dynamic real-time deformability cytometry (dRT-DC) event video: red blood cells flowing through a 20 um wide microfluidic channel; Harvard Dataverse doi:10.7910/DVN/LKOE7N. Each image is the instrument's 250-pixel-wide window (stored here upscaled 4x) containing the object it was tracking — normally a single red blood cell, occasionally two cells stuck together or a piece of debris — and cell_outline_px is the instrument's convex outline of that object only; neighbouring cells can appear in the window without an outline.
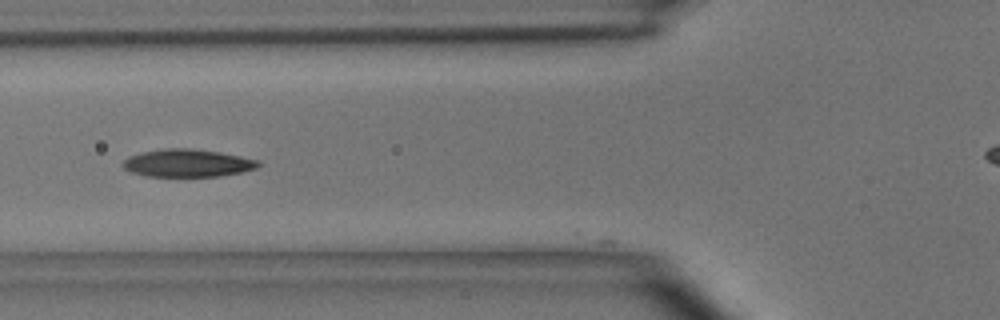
{"species": "common noctule bat (a hibernating species)", "species_latin": "Nyctalus noctula", "temperature_condition": "room temperature", "stored_images_in_passage": 2, "camera_frame_rate_fps": 3000, "um_per_image_px": 0.085, "animal": {"sex": "male", "body_mass_g": 15.6}, "frame": {"image": 1, "passage_image": 2, "time_ms": 1.0, "image_size_px": [1000, 320], "cell_outline_px": [[260, 164], [256, 168], [240, 172], [220, 176], [144, 176], [132, 172], [124, 168], [124, 160], [128, 156], [140, 152], [164, 148], [192, 148], [240, 156], [260, 160]], "centroid_in_image_um": [15.92, 13.85], "position_along_channel_um": 109.9, "area_um2": 21.73}}